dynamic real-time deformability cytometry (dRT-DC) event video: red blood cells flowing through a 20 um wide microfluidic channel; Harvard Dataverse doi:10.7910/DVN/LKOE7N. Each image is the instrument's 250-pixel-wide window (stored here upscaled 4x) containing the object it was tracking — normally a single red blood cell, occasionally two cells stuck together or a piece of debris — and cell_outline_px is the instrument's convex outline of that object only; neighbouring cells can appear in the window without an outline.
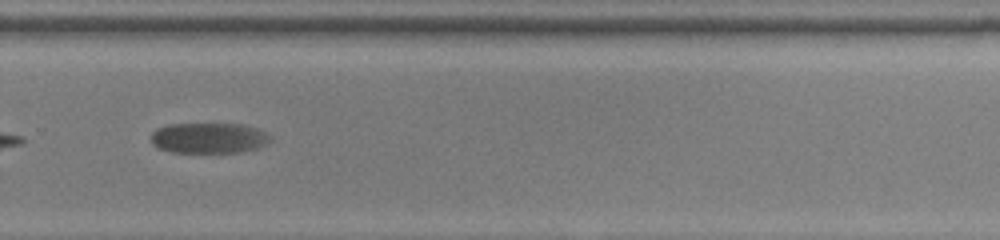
{"species": "common noctule bat (a hibernating species)", "species_latin": "Nyctalus noctula", "temperature_condition": "room temperature", "stored_images_in_passage": 33, "camera_frame_rate_fps": 3000, "um_per_image_px": 0.085, "animal": {"sex": "female", "body_mass_g": 22.0, "forearm_length_mm": 56.7}, "frame": {"image": 1, "passage_image": 21, "time_ms": 6.667, "image_size_px": [1000, 240], "cell_outline_px": [[268, 140], [264, 144], [256, 148], [240, 152], [172, 152], [160, 148], [152, 144], [152, 132], [156, 128], [168, 124], [244, 124], [260, 128], [268, 132]], "centroid_in_image_um": [17.74, 11.71], "position_along_channel_um": 312.1, "area_um2": 21.15}}
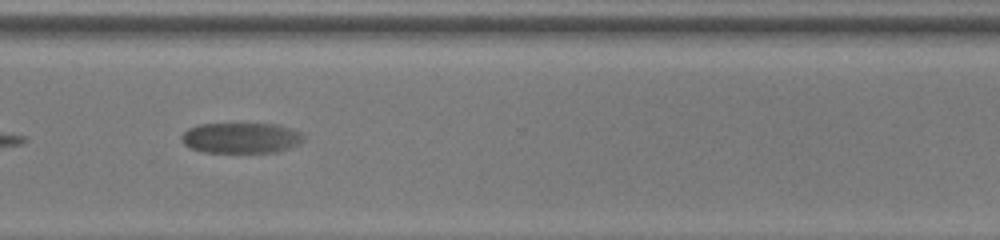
{"frame": {"image": 2, "passage_image": 24, "time_ms": 7.667, "image_size_px": [1000, 240], "cell_outline_px": [[304, 140], [288, 148], [276, 152], [204, 152], [192, 148], [184, 144], [180, 136], [188, 128], [200, 124], [276, 124], [300, 132], [304, 136]], "centroid_in_image_um": [20.46, 11.72], "position_along_channel_um": 350.1, "area_um2": 21.5}}